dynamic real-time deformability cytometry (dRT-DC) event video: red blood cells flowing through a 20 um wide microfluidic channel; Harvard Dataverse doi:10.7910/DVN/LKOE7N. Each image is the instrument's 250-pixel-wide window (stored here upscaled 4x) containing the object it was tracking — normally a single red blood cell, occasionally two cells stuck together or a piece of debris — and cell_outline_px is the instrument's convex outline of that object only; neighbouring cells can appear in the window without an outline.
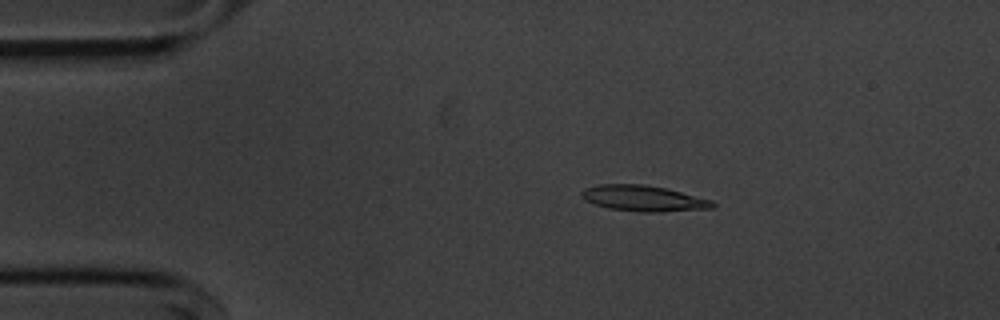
{"species": "common noctule bat (a hibernating species)", "species_latin": "Nyctalus noctula", "temperature_condition": "cold", "stored_images_in_passage": 46, "camera_frame_rate_fps": 3000, "um_per_image_px": 0.085, "animal": {"sex": "male", "body_mass_g": 20.1, "forearm_length_mm": 53.5}, "frame": {"image": 1, "passage_image": 1, "time_ms": 0.0, "image_size_px": [1000, 320], "cell_outline_px": [[716, 204], [712, 208], [660, 212], [640, 212], [608, 208], [584, 200], [580, 196], [580, 192], [584, 188], [600, 184], [644, 184], [664, 188], [712, 200]], "centroid_in_image_um": [54.65, 16.86], "position_along_channel_um": 30.3, "area_um2": 19.65}}
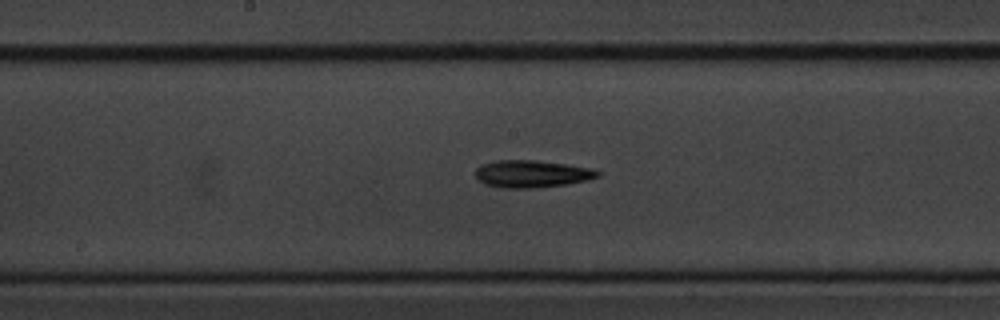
{"frame": {"image": 2, "passage_image": 19, "time_ms": 6.0, "image_size_px": [1000, 320], "cell_outline_px": [[600, 176], [568, 184], [532, 188], [496, 188], [484, 184], [476, 180], [476, 168], [480, 164], [496, 160], [536, 160], [592, 168], [600, 172]], "centroid_in_image_um": [45.13, 14.78], "position_along_channel_um": 203.1, "area_um2": 19.59}}
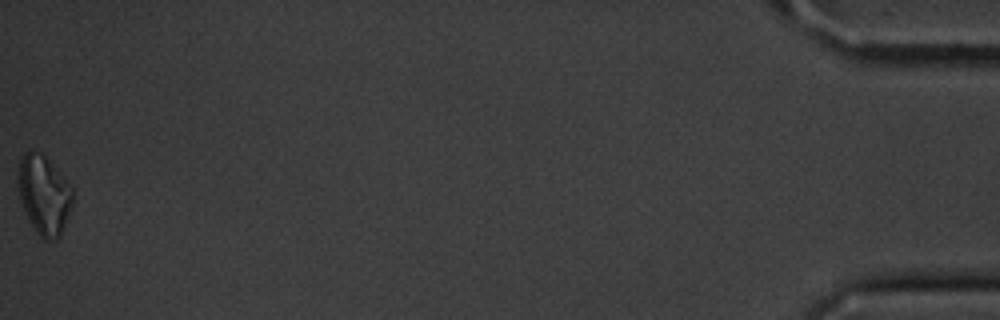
{"frame": {"image": 3, "passage_image": 46, "time_ms": 15.0, "image_size_px": [1000, 320], "cell_outline_px": [[72, 204], [60, 236], [52, 240], [44, 240], [36, 232], [28, 220], [24, 212], [20, 200], [20, 160], [24, 152], [40, 152], [44, 156], [72, 188]], "centroid_in_image_um": [3.74, 16.62], "position_along_channel_um": 431.5, "area_um2": 24.28}, "authors_computed_cell_mechanics": {"area_um2": 19.074, "velocity_mm_per_s": 3.6367, "shape_relaxation_time_tau1_ms": 3.8123, "shape_relaxation_time_tau2_ms": null, "deformation_change_tau1": 0.0995, "deformation_change_tau2": null}}